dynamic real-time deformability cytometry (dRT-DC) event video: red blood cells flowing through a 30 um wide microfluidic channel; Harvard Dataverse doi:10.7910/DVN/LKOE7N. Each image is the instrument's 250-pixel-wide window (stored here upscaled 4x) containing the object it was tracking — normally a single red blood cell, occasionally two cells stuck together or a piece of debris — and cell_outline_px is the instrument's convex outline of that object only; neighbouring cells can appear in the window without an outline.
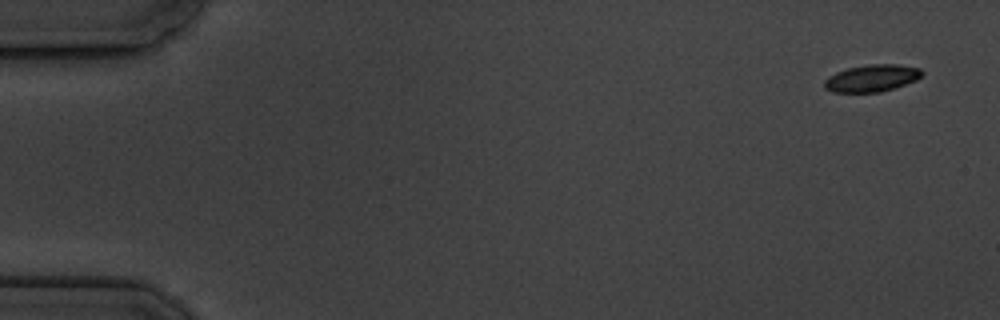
{"species": "common noctule bat (a hibernating species)", "species_latin": "Nyctalus noctula", "temperature_condition": "cold", "stored_images_in_passage": 6, "segment_of_instrument_passage": [1, 2], "camera_frame_rate_fps": 3000, "um_per_image_px": 0.085, "animal": {"sex": "male", "body_mass_g": 19.5, "forearm_length_mm": 54.6}, "frame": {"image": 1, "passage_image": 1, "time_ms": 0.0, "image_size_px": [1000, 320], "cell_outline_px": [[924, 72], [916, 80], [896, 88], [880, 92], [832, 92], [824, 88], [824, 80], [828, 76], [836, 72], [848, 68], [868, 64], [896, 64], [920, 68]], "centroid_in_image_um": [74.1, 6.64], "position_along_channel_um": 10.9, "area_um2": 15.49}}
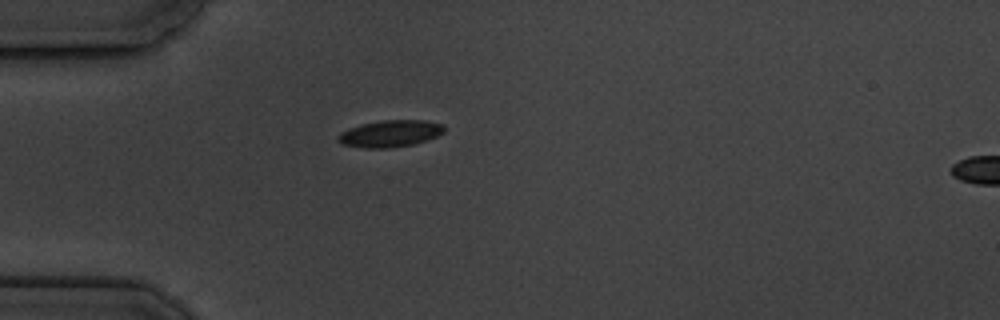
{"frame": {"image": 2, "passage_image": 5, "time_ms": 4.667, "image_size_px": [1000, 320], "cell_outline_px": [[444, 132], [436, 136], [412, 144], [392, 148], [364, 148], [344, 144], [336, 140], [336, 136], [340, 132], [348, 128], [364, 124], [384, 120], [424, 120], [444, 124]], "centroid_in_image_um": [33.14, 11.35], "position_along_channel_um": 51.9, "area_um2": 16.47}}